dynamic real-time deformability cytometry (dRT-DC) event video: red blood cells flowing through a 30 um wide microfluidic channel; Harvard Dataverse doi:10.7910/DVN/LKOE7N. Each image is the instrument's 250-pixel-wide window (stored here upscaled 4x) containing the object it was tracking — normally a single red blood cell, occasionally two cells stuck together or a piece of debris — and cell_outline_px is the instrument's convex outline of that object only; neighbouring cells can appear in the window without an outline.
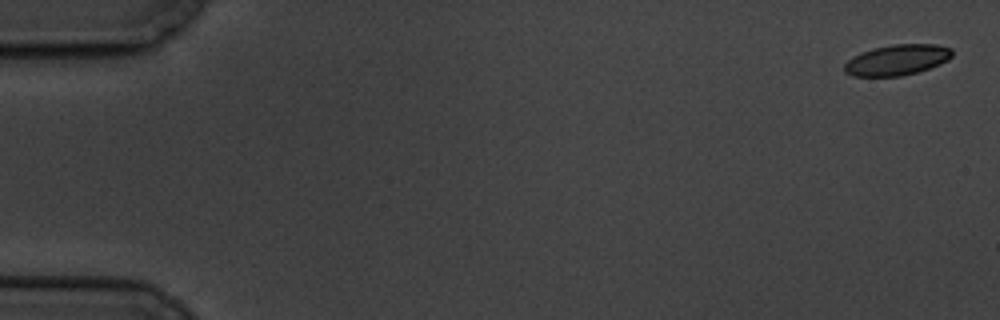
{"species": "common noctule bat (a hibernating species)", "species_latin": "Nyctalus noctula", "temperature_condition": "cold", "stored_images_in_passage": 8, "camera_frame_rate_fps": 3000, "um_per_image_px": 0.085, "animal": {"sex": "male", "body_mass_g": 19.5, "forearm_length_mm": 54.6}, "frame": {"image": 1, "passage_image": 1, "time_ms": 0.0, "image_size_px": [1000, 320], "cell_outline_px": [[952, 56], [948, 60], [940, 64], [916, 72], [900, 76], [852, 76], [844, 72], [844, 64], [852, 56], [860, 52], [872, 48], [892, 44], [936, 44], [952, 48]], "centroid_in_image_um": [76.23, 5.08], "position_along_channel_um": 8.8, "area_um2": 19.36}}
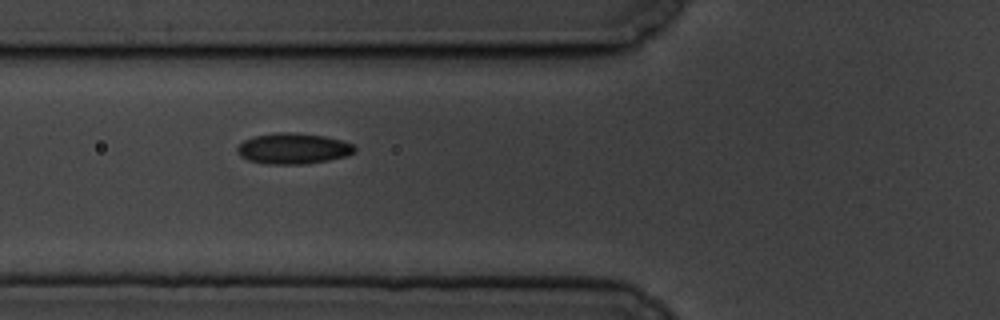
{"frame": {"image": 2, "passage_image": 7, "time_ms": 7.0, "image_size_px": [1000, 320], "cell_outline_px": [[356, 152], [348, 156], [328, 160], [304, 164], [268, 164], [248, 160], [240, 156], [236, 152], [236, 148], [244, 140], [252, 136], [276, 132], [288, 132], [324, 136], [356, 144]], "centroid_in_image_um": [24.93, 12.62], "position_along_channel_um": 100.9, "area_um2": 21.27}}
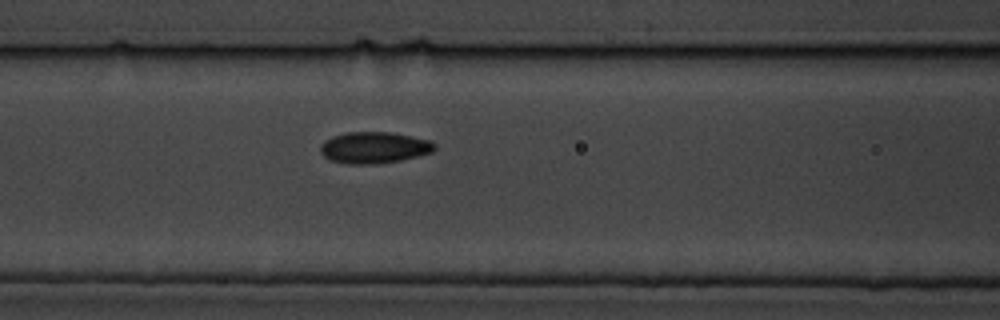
{"frame": {"image": 3, "passage_image": 8, "time_ms": 8.0, "image_size_px": [1000, 320], "cell_outline_px": [[436, 148], [432, 152], [400, 160], [372, 164], [348, 164], [332, 160], [324, 156], [320, 152], [320, 144], [324, 140], [332, 136], [348, 132], [392, 132], [432, 140], [436, 144]], "centroid_in_image_um": [31.81, 12.53], "position_along_channel_um": 134.8, "area_um2": 20.98}}